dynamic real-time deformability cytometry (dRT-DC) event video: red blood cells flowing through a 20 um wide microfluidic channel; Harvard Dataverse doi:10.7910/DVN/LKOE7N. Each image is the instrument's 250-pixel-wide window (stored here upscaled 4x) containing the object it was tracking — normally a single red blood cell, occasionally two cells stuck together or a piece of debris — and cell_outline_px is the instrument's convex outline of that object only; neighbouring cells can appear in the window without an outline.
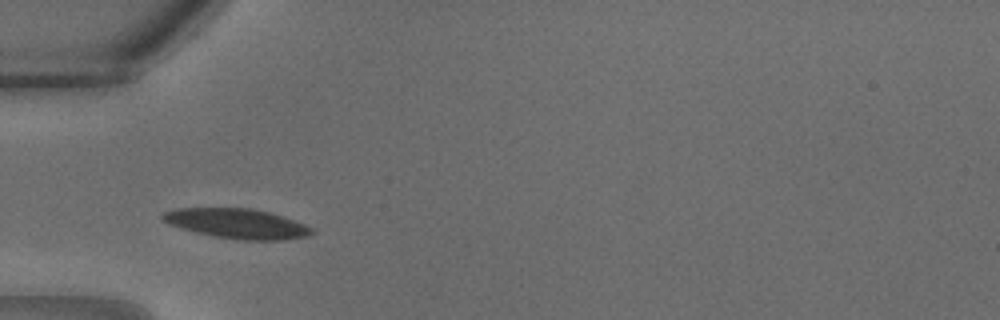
{"species": "common noctule bat (a hibernating species)", "species_latin": "Nyctalus noctula", "temperature_condition": "warm", "stored_images_in_passage": 25, "camera_frame_rate_fps": 3000, "um_per_image_px": 0.085, "animal": {"sex": "male", "body_mass_g": 18.8}, "frame": {"image": 1, "passage_image": 4, "time_ms": 1.0, "image_size_px": [1000, 320], "cell_outline_px": [[316, 232], [308, 236], [280, 240], [236, 240], [212, 236], [196, 232], [168, 224], [160, 216], [164, 212], [176, 208], [252, 208], [268, 212], [304, 224], [312, 228]], "centroid_in_image_um": [20.13, 19.01], "position_along_channel_um": 64.9, "area_um2": 25.84}}
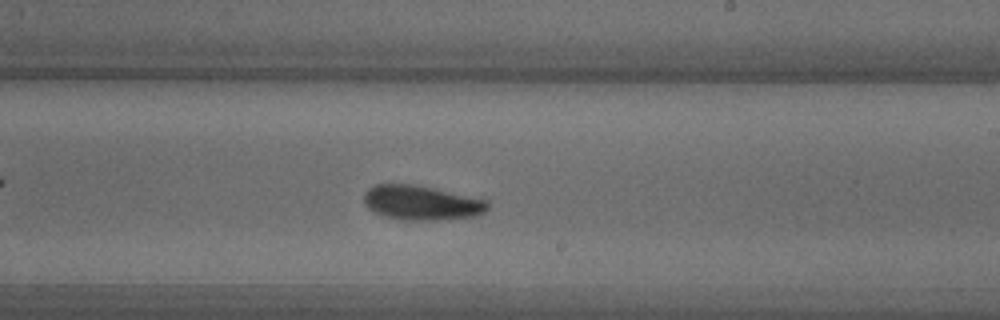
{"frame": {"image": 2, "passage_image": 13, "time_ms": 4.0, "image_size_px": [1000, 320], "cell_outline_px": [[488, 208], [484, 212], [476, 216], [440, 220], [408, 220], [384, 216], [368, 208], [364, 204], [364, 192], [368, 188], [376, 184], [412, 184], [432, 188], [488, 200]], "centroid_in_image_um": [35.81, 17.24], "position_along_channel_um": 253.2, "area_um2": 24.8}}
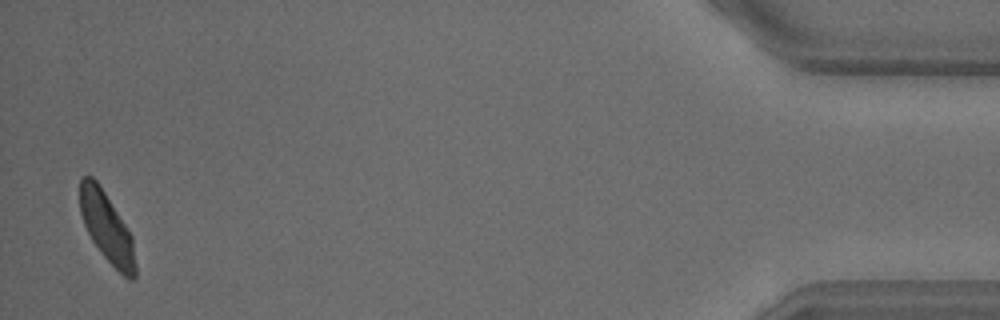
{"frame": {"image": 3, "passage_image": 25, "time_ms": 8.0, "image_size_px": [1000, 320], "cell_outline_px": [[136, 276], [132, 280], [128, 280], [104, 256], [92, 240], [84, 224], [80, 212], [80, 180], [84, 176], [92, 176], [100, 184], [132, 236], [136, 268]], "centroid_in_image_um": [9.08, 19.32], "position_along_channel_um": 426.1, "area_um2": 22.25}}